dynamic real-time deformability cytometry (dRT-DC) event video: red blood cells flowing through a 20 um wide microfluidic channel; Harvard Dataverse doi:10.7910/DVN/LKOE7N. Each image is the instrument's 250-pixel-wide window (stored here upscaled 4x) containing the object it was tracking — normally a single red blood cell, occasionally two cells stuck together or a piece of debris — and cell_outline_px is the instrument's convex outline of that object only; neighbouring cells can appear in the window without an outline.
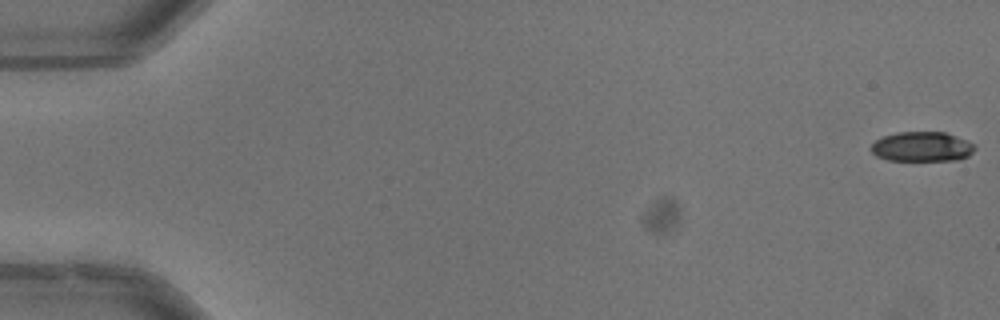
{"species": "common noctule bat (a hibernating species)", "species_latin": "Nyctalus noctula", "temperature_condition": "warm", "stored_images_in_passage": 8, "camera_frame_rate_fps": 3000, "um_per_image_px": 0.085, "animal": {"sex": "male", "body_mass_g": 13.3}, "frame": {"image": 1, "passage_image": 1, "time_ms": 0.0, "image_size_px": [1000, 320], "cell_outline_px": [[976, 148], [968, 156], [956, 160], [888, 160], [876, 156], [868, 148], [876, 140], [884, 136], [896, 132], [944, 132], [956, 136], [976, 144]], "centroid_in_image_um": [78.36, 12.46], "position_along_channel_um": 6.6, "area_um2": 18.03}}